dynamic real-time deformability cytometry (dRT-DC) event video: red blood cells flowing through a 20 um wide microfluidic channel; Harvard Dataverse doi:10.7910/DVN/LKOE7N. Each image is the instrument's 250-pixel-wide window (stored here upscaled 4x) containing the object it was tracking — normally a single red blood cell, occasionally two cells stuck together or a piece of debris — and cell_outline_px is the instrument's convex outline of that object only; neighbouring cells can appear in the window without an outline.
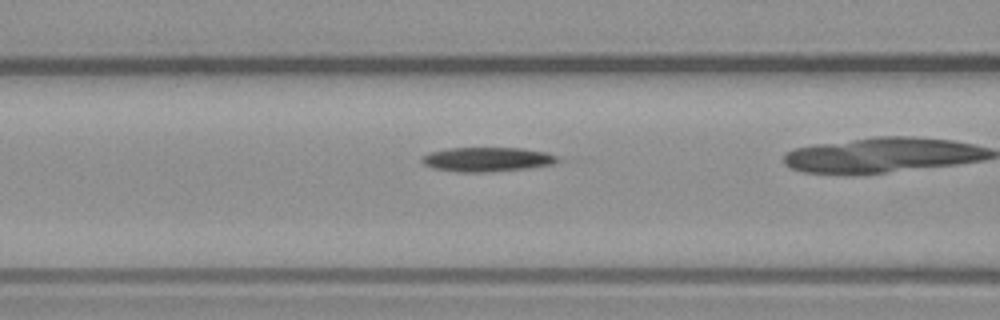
{"species": "common noctule bat (a hibernating species)", "species_latin": "Nyctalus noctula", "temperature_condition": "warm", "stored_images_in_passage": 35, "camera_frame_rate_fps": 3000, "um_per_image_px": 0.085, "animal": {"sex": "male", "body_mass_g": 23.1, "forearm_length_mm": 52.7}, "frame": {"image": 1, "passage_image": 17, "time_ms": 5.333, "image_size_px": [1000, 320], "cell_outline_px": [[564, 160], [556, 164], [528, 168], [484, 172], [456, 172], [432, 168], [424, 164], [420, 160], [424, 156], [432, 152], [448, 148], [520, 148], [548, 152]], "centroid_in_image_um": [41.47, 13.55], "position_along_channel_um": 125.1, "area_um2": 19.36}}
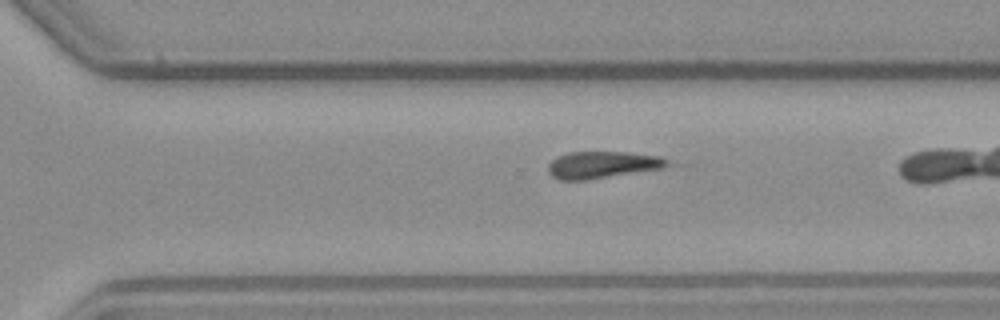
{"frame": {"image": 2, "passage_image": 31, "time_ms": 10.0, "image_size_px": [1000, 320], "cell_outline_px": [[672, 164], [664, 168], [588, 180], [560, 180], [552, 176], [548, 172], [548, 164], [552, 160], [568, 152], [624, 152], [660, 156], [668, 160]], "centroid_in_image_um": [51.22, 14.01], "position_along_channel_um": 319.4, "area_um2": 18.79}}
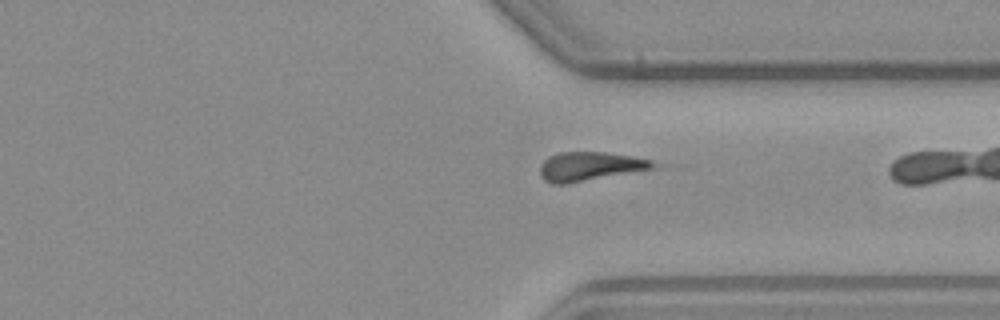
{"frame": {"image": 3, "passage_image": 34, "time_ms": 11.0, "image_size_px": [1000, 320], "cell_outline_px": [[660, 164], [656, 168], [564, 184], [552, 184], [544, 180], [540, 176], [540, 164], [548, 156], [560, 152], [604, 152], [632, 156], [652, 160]], "centroid_in_image_um": [50.14, 14.13], "position_along_channel_um": 361.3, "area_um2": 19.13}}